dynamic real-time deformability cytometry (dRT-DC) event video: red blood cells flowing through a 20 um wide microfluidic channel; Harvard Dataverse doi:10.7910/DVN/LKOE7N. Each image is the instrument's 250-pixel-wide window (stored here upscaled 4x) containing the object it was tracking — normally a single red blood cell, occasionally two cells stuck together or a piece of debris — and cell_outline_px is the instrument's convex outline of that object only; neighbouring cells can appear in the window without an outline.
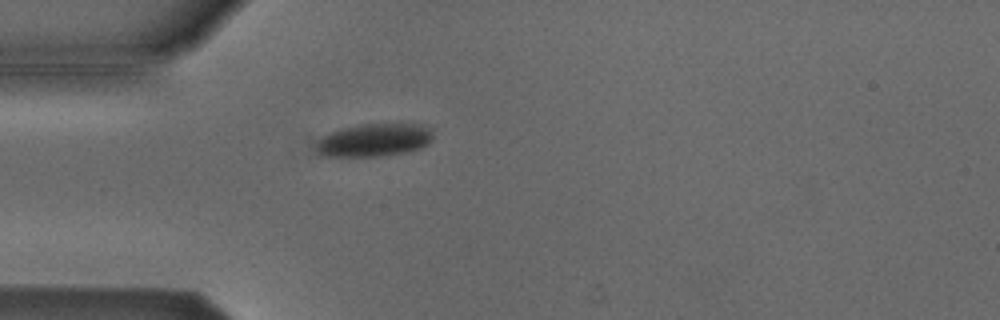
{"species": "Egyptian fruit bat (a non-hibernating species)", "species_latin": "Rousettus aegyptiacus", "temperature_condition": "cold", "stored_images_in_passage": 42, "camera_frame_rate_fps": 3000, "um_per_image_px": 0.085, "animal": {"sex": "male"}, "frame": {"image": 1, "passage_image": 3, "time_ms": 0.667, "image_size_px": [1000, 320], "cell_outline_px": [[432, 140], [428, 144], [420, 148], [404, 152], [384, 156], [316, 156], [316, 140], [320, 136], [328, 132], [340, 128], [364, 124], [400, 120], [420, 124], [432, 128]], "centroid_in_image_um": [31.8, 11.85], "position_along_channel_um": 53.2, "area_um2": 23.64}}
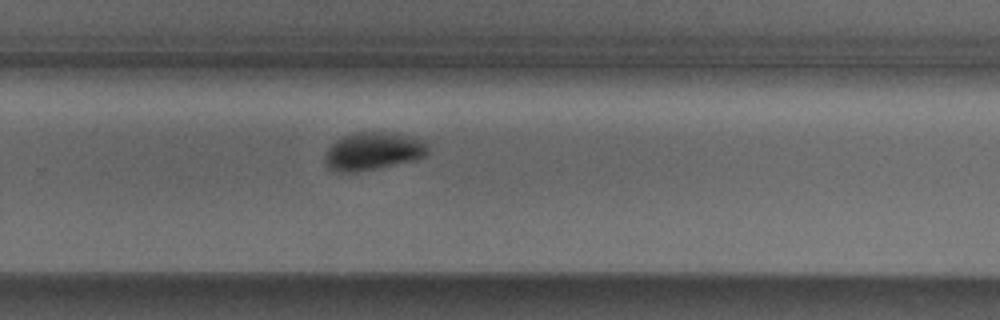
{"frame": {"image": 2, "passage_image": 23, "time_ms": 7.333, "image_size_px": [1000, 320], "cell_outline_px": [[428, 152], [424, 156], [412, 160], [376, 168], [352, 172], [340, 172], [332, 168], [324, 160], [324, 156], [328, 148], [336, 140], [352, 132], [392, 132], [420, 140], [428, 144]], "centroid_in_image_um": [31.69, 12.83], "position_along_channel_um": 298.1, "area_um2": 22.2}}
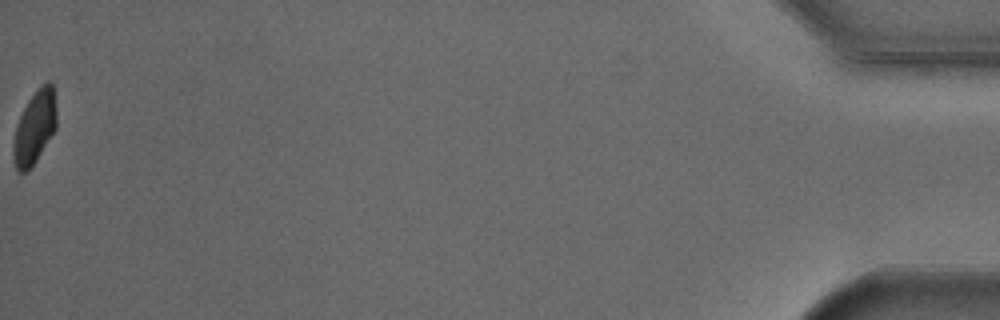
{"frame": {"image": 3, "passage_image": 42, "time_ms": 13.667, "image_size_px": [1000, 320], "cell_outline_px": [[56, 128], [36, 160], [24, 172], [20, 172], [16, 168], [12, 152], [12, 144], [16, 124], [28, 100], [40, 84], [48, 80], [52, 80], [56, 108]], "centroid_in_image_um": [2.94, 10.75], "position_along_channel_um": 432.3, "area_um2": 18.38}, "authors_computed_cell_mechanics": {"area_um2": 22.6287, "velocity_mm_per_s": 3.7962, "shape_relaxation_time_tau1_ms": 2.8121, "shape_relaxation_time_tau2_ms": null, "deformation_change_tau1": 0.0823, "deformation_change_tau2": null}}